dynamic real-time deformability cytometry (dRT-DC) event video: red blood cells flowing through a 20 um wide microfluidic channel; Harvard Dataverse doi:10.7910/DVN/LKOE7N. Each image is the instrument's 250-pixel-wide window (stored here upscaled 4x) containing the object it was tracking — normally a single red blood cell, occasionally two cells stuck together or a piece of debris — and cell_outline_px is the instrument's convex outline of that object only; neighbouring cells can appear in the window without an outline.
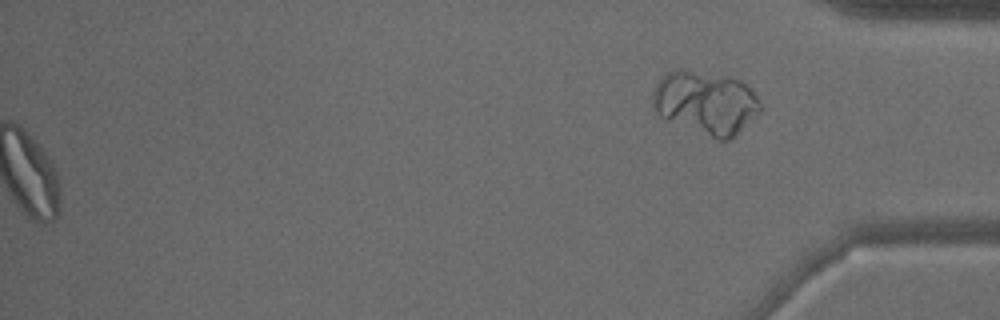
{"species": "common noctule bat (a hibernating species)", "species_latin": "Nyctalus noctula", "temperature_condition": "warm", "stored_images_in_passage": 49, "segment_of_instrument_passage": [2, 2], "camera_frame_rate_fps": 3000, "um_per_image_px": 0.085, "animal": {"sex": "male", "body_mass_g": 15.6}, "frame": {"image": 1, "passage_image": 49, "time_ms": 16.0, "image_size_px": [1000, 320], "cell_outline_px": [[760, 112], [728, 140], [716, 140], [664, 120], [652, 108], [652, 92], [660, 76], [668, 72], [688, 72], [732, 76], [740, 80], [756, 96], [760, 104]], "centroid_in_image_um": [59.93, 8.77], "position_along_channel_um": 375.3, "area_um2": 39.36}}